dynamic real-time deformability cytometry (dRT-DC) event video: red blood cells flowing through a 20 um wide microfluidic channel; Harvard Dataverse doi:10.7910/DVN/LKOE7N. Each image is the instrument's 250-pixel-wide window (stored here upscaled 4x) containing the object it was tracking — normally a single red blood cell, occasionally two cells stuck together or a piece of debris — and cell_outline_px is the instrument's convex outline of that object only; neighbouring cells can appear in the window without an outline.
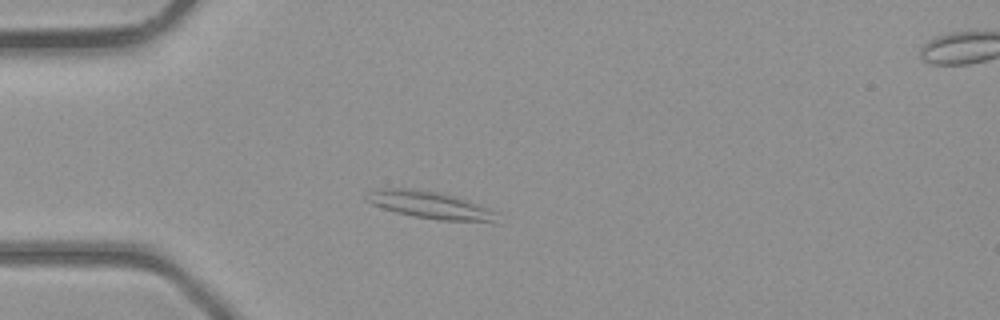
{"species": "common noctule bat (a hibernating species)", "species_latin": "Nyctalus noctula", "temperature_condition": "room temperature", "stored_images_in_passage": 3, "camera_frame_rate_fps": 3000, "um_per_image_px": 0.085, "animal": {"sex": "male", "body_mass_g": 23.1, "forearm_length_mm": 52.7}, "frame": {"image": 1, "passage_image": 2, "time_ms": 1.0, "image_size_px": [1000, 320], "cell_outline_px": [[500, 212], [496, 224], [492, 224], [440, 220], [416, 216], [396, 212], [372, 204], [368, 200], [372, 192], [380, 188], [404, 188], [436, 192], [456, 196]], "centroid_in_image_um": [36.79, 17.48], "position_along_channel_um": 48.2, "area_um2": 20.75}}